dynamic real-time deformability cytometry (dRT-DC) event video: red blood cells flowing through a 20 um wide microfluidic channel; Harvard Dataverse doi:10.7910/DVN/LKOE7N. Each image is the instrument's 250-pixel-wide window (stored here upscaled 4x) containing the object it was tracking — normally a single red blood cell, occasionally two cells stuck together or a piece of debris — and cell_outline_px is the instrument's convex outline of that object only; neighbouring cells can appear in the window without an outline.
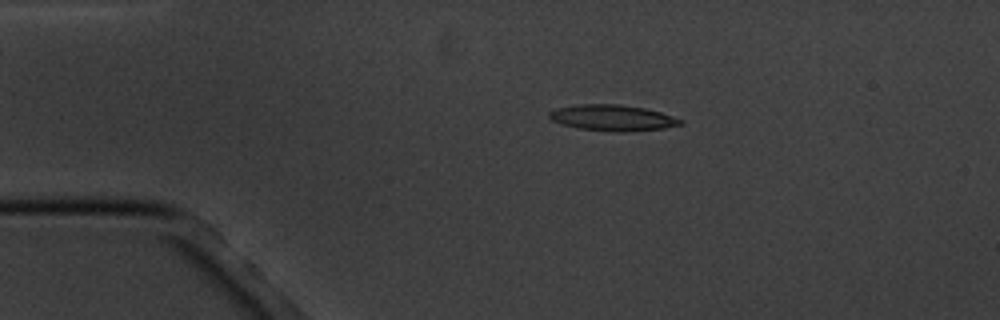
{"species": "common noctule bat (a hibernating species)", "species_latin": "Nyctalus noctula", "temperature_condition": "cold", "stored_images_in_passage": 15, "camera_frame_rate_fps": 3000, "um_per_image_px": 0.085, "animal": {"sex": "male", "body_mass_g": 20.1, "forearm_length_mm": 53.5}, "frame": {"image": 1, "passage_image": 2, "time_ms": 1.333, "image_size_px": [1000, 320], "cell_outline_px": [[684, 124], [664, 128], [624, 132], [616, 132], [580, 128], [560, 124], [552, 120], [548, 116], [548, 112], [556, 108], [576, 104], [620, 104], [644, 108], [660, 112], [684, 120]], "centroid_in_image_um": [52.06, 10.01], "position_along_channel_um": 32.9, "area_um2": 19.94}}
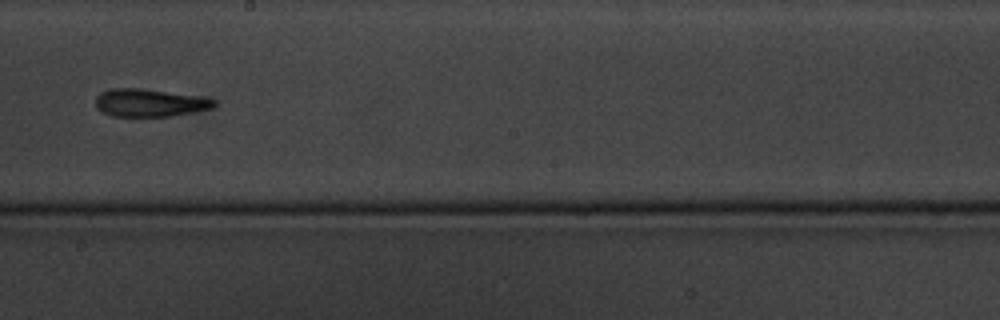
{"frame": {"image": 2, "passage_image": 8, "time_ms": 8.333, "image_size_px": [1000, 320], "cell_outline_px": [[216, 104], [212, 108], [172, 116], [112, 116], [96, 108], [96, 96], [100, 92], [108, 88], [140, 88], [200, 96], [216, 100]], "centroid_in_image_um": [12.7, 8.72], "position_along_channel_um": 235.5, "area_um2": 19.19}}
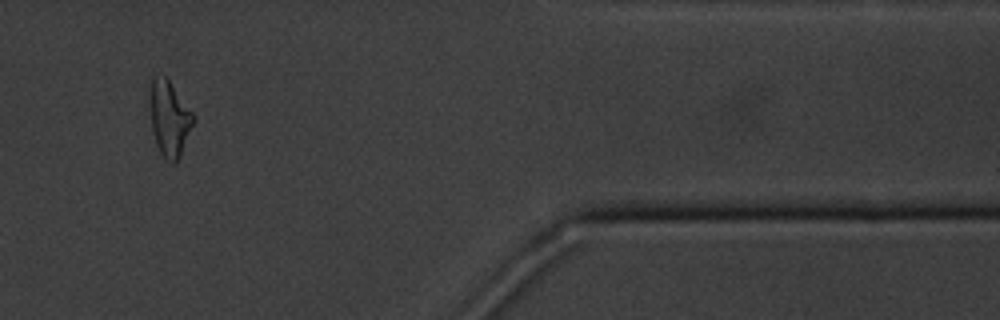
{"frame": {"image": 3, "passage_image": 13, "time_ms": 14.0, "image_size_px": [1000, 320], "cell_outline_px": [[196, 120], [180, 156], [176, 164], [172, 164], [164, 160], [156, 144], [152, 132], [152, 76], [168, 76], [196, 116]], "centroid_in_image_um": [14.47, 10.11], "position_along_channel_um": 396.9, "area_um2": 19.25}, "authors_computed_cell_mechanics": {"area_um2": 19.4208, "velocity_mm_per_s": 3.4501, "shape_relaxation_time_tau1_ms": 6.4117, "shape_relaxation_time_tau2_ms": 9.402, "deformation_change_tau1": 0.1675, "deformation_change_tau2": 0.2417}}